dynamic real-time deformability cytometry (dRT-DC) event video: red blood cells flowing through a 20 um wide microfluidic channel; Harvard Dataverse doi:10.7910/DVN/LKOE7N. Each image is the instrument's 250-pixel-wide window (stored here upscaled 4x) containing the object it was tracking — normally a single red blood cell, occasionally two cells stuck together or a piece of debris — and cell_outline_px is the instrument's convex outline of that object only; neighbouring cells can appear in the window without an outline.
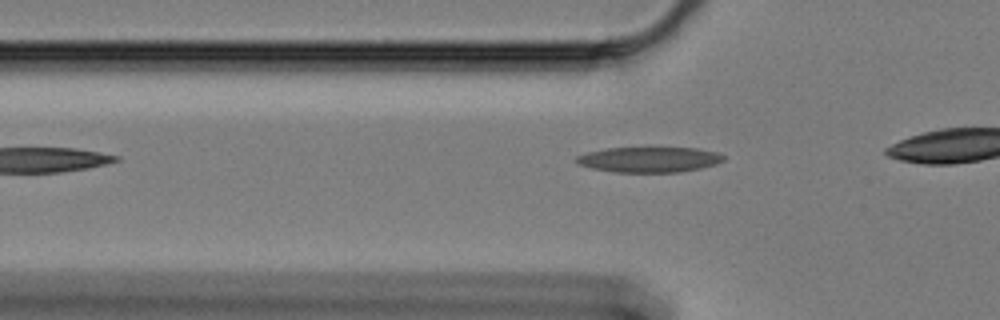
{"species": "Egyptian fruit bat (a non-hibernating species)", "species_latin": "Rousettus aegyptiacus", "temperature_condition": "cold", "stored_images_in_passage": 11, "camera_frame_rate_fps": 3000, "um_per_image_px": 0.085, "animal": {"sex": "female"}, "frame": {"image": 1, "passage_image": 4, "time_ms": 1.0, "image_size_px": [1000, 320], "cell_outline_px": [[724, 160], [716, 164], [700, 168], [676, 172], [612, 172], [592, 168], [576, 164], [576, 156], [588, 152], [604, 148], [648, 144], [696, 148], [716, 152], [724, 156]], "centroid_in_image_um": [55.14, 13.5], "position_along_channel_um": 70.7, "area_um2": 23.0}}
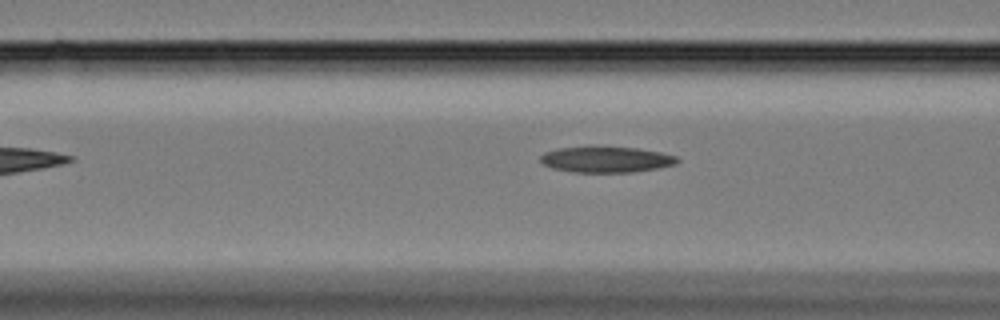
{"frame": {"image": 2, "passage_image": 8, "time_ms": 2.333, "image_size_px": [1000, 320], "cell_outline_px": [[680, 160], [676, 164], [656, 168], [632, 172], [572, 172], [552, 168], [544, 164], [540, 160], [540, 156], [544, 152], [556, 148], [588, 144], [592, 144], [640, 148], [660, 152], [676, 156]], "centroid_in_image_um": [51.47, 13.51], "position_along_channel_um": 115.1, "area_um2": 21.5}}